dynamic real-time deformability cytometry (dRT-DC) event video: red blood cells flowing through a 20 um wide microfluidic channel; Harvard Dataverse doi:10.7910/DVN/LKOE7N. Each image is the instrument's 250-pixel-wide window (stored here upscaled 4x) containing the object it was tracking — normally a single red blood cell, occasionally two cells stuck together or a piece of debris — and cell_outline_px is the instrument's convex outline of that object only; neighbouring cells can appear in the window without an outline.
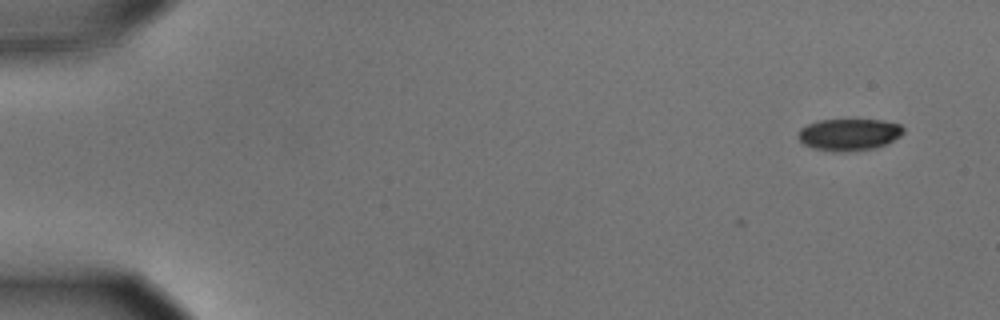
{"species": "common noctule bat (a hibernating species)", "species_latin": "Nyctalus noctula", "temperature_condition": "cold", "stored_images_in_passage": 4, "camera_frame_rate_fps": 3000, "um_per_image_px": 0.085, "animal": {"sex": "male", "body_mass_g": 15.6}, "frame": {"image": 1, "passage_image": 4, "time_ms": 1.0, "image_size_px": [1000, 320], "cell_outline_px": [[904, 132], [900, 136], [884, 144], [872, 148], [836, 152], [812, 148], [804, 144], [796, 136], [800, 128], [808, 124], [820, 120], [880, 120], [900, 124], [904, 128]], "centroid_in_image_um": [72.13, 11.42], "position_along_channel_um": 12.9, "area_um2": 19.31}}